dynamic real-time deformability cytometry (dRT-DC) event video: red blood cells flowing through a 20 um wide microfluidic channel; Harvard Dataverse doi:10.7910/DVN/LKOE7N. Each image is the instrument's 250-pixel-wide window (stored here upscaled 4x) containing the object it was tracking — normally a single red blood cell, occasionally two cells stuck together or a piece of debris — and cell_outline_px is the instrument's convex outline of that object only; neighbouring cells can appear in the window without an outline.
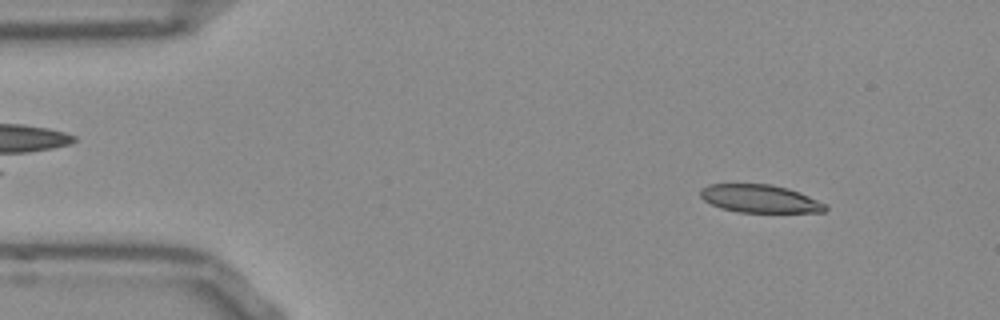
{"species": "Egyptian fruit bat (a non-hibernating species)", "species_latin": "Rousettus aegyptiacus", "temperature_condition": "room temperature", "stored_images_in_passage": 51, "camera_frame_rate_fps": 3000, "um_per_image_px": 0.085, "frame": {"image": 1, "passage_image": 5, "time_ms": 1.333, "image_size_px": [1000, 320], "cell_outline_px": [[828, 208], [824, 212], [740, 212], [720, 208], [704, 200], [700, 196], [700, 188], [708, 184], [772, 184], [788, 188], [828, 204]], "centroid_in_image_um": [64.59, 16.88], "position_along_channel_um": 20.4, "area_um2": 20.4}}
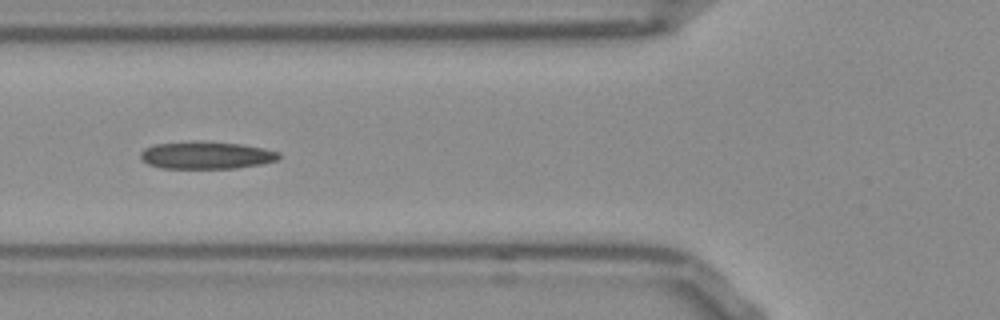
{"frame": {"image": 2, "passage_image": 18, "time_ms": 5.667, "image_size_px": [1000, 320], "cell_outline_px": [[280, 156], [276, 160], [264, 164], [236, 168], [160, 168], [148, 164], [140, 156], [140, 152], [144, 148], [156, 144], [240, 144], [264, 148], [280, 152]], "centroid_in_image_um": [17.59, 13.25], "position_along_channel_um": 108.2, "area_um2": 21.04}}
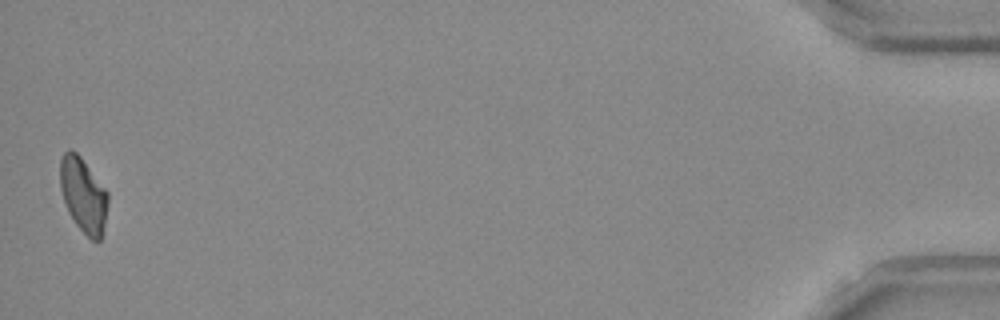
{"frame": {"image": 3, "passage_image": 51, "time_ms": 16.667, "image_size_px": [1000, 320], "cell_outline_px": [[108, 204], [104, 224], [100, 240], [92, 240], [76, 224], [68, 212], [60, 188], [60, 160], [64, 152], [68, 148], [76, 152], [80, 156], [108, 192]], "centroid_in_image_um": [7.07, 16.54], "position_along_channel_um": 428.1, "area_um2": 20.58}}